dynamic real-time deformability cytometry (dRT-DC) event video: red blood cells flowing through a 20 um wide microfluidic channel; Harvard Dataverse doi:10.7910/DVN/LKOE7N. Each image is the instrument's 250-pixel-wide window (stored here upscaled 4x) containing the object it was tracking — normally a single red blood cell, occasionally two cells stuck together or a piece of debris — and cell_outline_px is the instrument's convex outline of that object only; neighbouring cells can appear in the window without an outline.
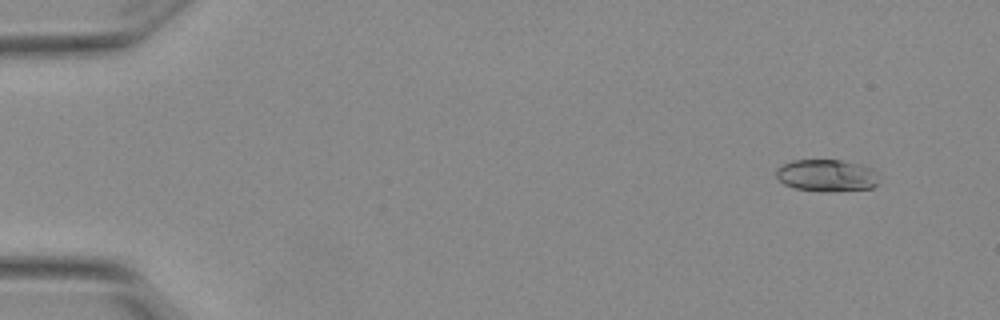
{"species": "Egyptian fruit bat (a non-hibernating species)", "species_latin": "Rousettus aegyptiacus", "temperature_condition": "warm", "stored_images_in_passage": 5, "segment_of_instrument_passage": [2, 2], "camera_frame_rate_fps": 3000, "um_per_image_px": 0.085, "animal": {"sex": "female"}, "frame": {"image": 1, "passage_image": 5, "time_ms": 1.333, "image_size_px": [1000, 320], "cell_outline_px": [[876, 184], [872, 188], [828, 192], [796, 188], [784, 184], [776, 176], [776, 168], [792, 160], [844, 160], [860, 164], [868, 168], [872, 172]], "centroid_in_image_um": [70.19, 14.91], "position_along_channel_um": 14.8, "area_um2": 18.79}}